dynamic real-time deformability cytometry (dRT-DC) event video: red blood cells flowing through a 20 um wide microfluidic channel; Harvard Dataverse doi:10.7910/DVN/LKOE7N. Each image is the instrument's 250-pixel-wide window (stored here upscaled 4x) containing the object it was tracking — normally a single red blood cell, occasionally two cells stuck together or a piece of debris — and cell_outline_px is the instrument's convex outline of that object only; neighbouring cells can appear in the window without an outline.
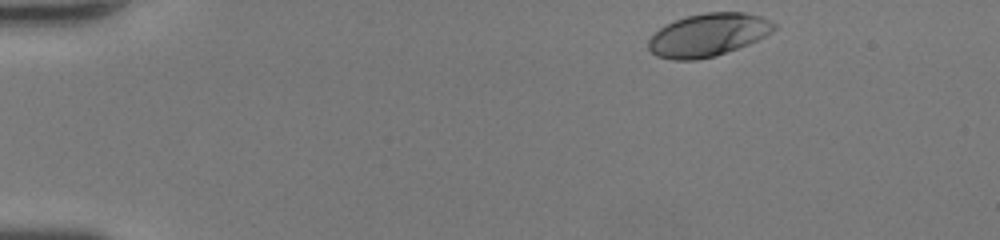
{"species": "human", "species_latin": "Homo sapiens", "temperature_condition": "room temperature", "stored_images_in_passage": 42, "camera_frame_rate_fps": 3000, "um_per_image_px": 0.085, "donor": {"sex": "female"}, "frame": {"image": 1, "passage_image": 1, "time_ms": 0.0, "image_size_px": [1000, 240], "cell_outline_px": [[776, 28], [772, 32], [748, 44], [716, 56], [696, 60], [672, 60], [656, 56], [648, 48], [648, 40], [660, 28], [676, 20], [688, 16], [708, 12], [744, 12], [760, 16], [776, 24]], "centroid_in_image_um": [60.19, 2.98], "position_along_channel_um": 24.8, "area_um2": 31.15}}
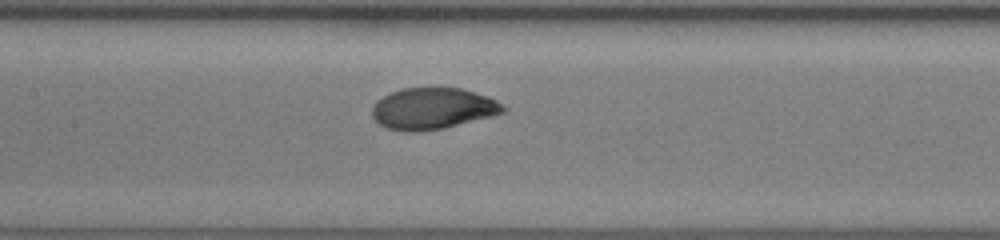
{"frame": {"image": 2, "passage_image": 18, "time_ms": 5.667, "image_size_px": [1000, 240], "cell_outline_px": [[504, 112], [492, 116], [444, 128], [416, 132], [408, 132], [388, 128], [380, 124], [372, 116], [372, 108], [376, 100], [392, 92], [404, 88], [432, 84], [460, 88], [488, 96], [496, 100], [504, 108]], "centroid_in_image_um": [36.76, 9.18], "position_along_channel_um": 170.6, "area_um2": 32.14}}
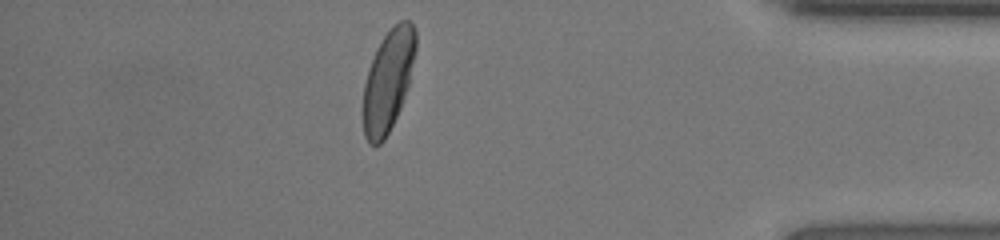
{"frame": {"image": 3, "passage_image": 36, "time_ms": 11.667, "image_size_px": [1000, 240], "cell_outline_px": [[416, 52], [408, 88], [400, 108], [384, 140], [380, 144], [368, 144], [364, 136], [364, 84], [368, 68], [376, 48], [392, 24], [400, 20], [408, 20], [416, 28]], "centroid_in_image_um": [33.01, 6.79], "position_along_channel_um": 402.2, "area_um2": 31.15}, "authors_computed_cell_mechanics": {"area_um2": 31.5877, "velocity_mm_per_s": 4.4316, "shape_relaxation_time_tau1_ms": 2.1154, "shape_relaxation_time_tau2_ms": null, "deformation_change_tau1": 0.1549, "deformation_change_tau2": null}}